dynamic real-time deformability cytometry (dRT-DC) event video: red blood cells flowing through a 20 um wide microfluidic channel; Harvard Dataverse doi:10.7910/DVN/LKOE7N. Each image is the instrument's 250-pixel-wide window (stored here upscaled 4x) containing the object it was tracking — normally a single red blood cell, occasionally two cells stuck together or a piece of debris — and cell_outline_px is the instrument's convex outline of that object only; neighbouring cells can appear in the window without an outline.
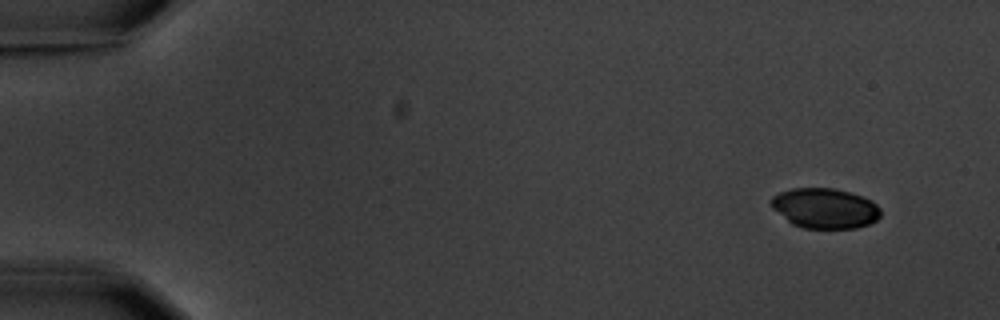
{"species": "common noctule bat (a hibernating species)", "species_latin": "Nyctalus noctula", "temperature_condition": "warm", "stored_images_in_passage": 4, "camera_frame_rate_fps": 3000, "um_per_image_px": 0.085, "animal": {"sex": "male", "body_mass_g": 20.1, "forearm_length_mm": 53.5}, "frame": {"image": 1, "passage_image": 1, "time_ms": 0.0, "image_size_px": [1000, 320], "cell_outline_px": [[880, 216], [876, 220], [868, 224], [856, 228], [804, 228], [792, 224], [772, 208], [768, 200], [772, 196], [780, 192], [792, 188], [832, 188], [848, 192], [872, 200], [880, 208]], "centroid_in_image_um": [70.09, 17.7], "position_along_channel_um": 14.9, "area_um2": 25.61}}
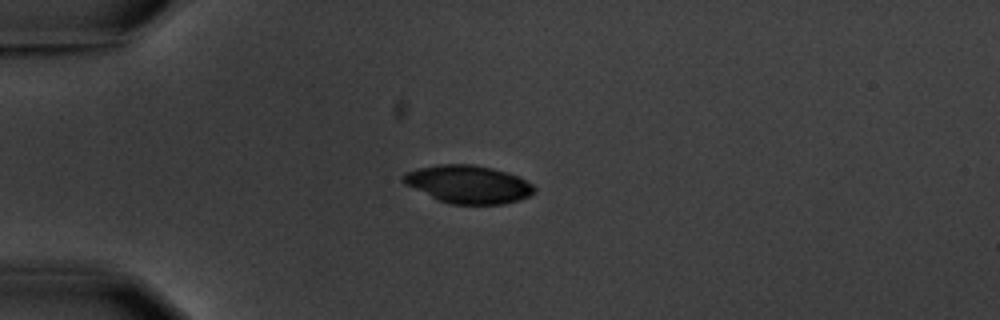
{"frame": {"image": 2, "passage_image": 4, "time_ms": 3.667, "image_size_px": [1000, 320], "cell_outline_px": [[536, 192], [520, 200], [504, 204], [452, 204], [436, 200], [404, 184], [400, 180], [400, 176], [404, 172], [416, 168], [440, 164], [472, 164], [492, 168], [508, 172], [532, 184], [536, 188]], "centroid_in_image_um": [39.75, 15.66], "position_along_channel_um": 45.3, "area_um2": 29.3}}